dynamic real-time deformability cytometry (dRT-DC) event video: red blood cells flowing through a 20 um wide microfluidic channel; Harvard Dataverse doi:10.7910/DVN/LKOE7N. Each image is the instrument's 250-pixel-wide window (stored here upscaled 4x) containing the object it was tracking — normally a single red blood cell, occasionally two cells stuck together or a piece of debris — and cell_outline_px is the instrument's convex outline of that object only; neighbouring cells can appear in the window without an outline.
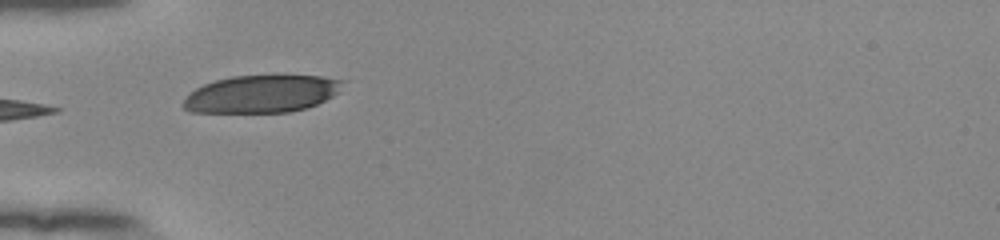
{"species": "human", "species_latin": "Homo sapiens", "temperature_condition": "room temperature", "stored_images_in_passage": 23, "camera_frame_rate_fps": 3000, "um_per_image_px": 0.085, "donor": {"sex": "female"}, "frame": {"image": 1, "passage_image": 1, "time_ms": 0.0, "image_size_px": [1000, 240], "cell_outline_px": [[348, 80], [340, 92], [308, 108], [288, 112], [192, 112], [184, 108], [184, 100], [196, 88], [204, 84], [216, 80], [232, 76], [320, 76]], "centroid_in_image_um": [22.31, 7.98], "position_along_channel_um": 62.7, "area_um2": 34.68}}
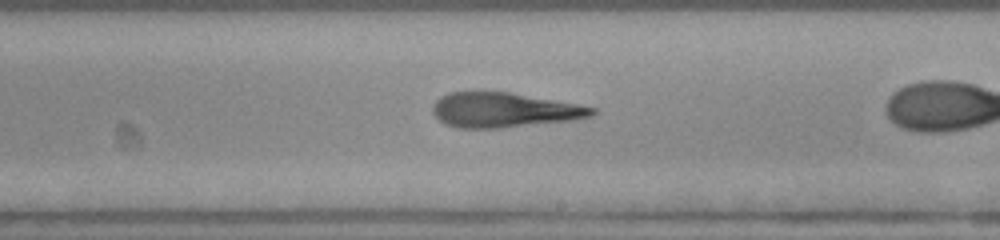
{"frame": {"image": 2, "passage_image": 13, "time_ms": 4.0, "image_size_px": [1000, 240], "cell_outline_px": [[596, 112], [592, 116], [572, 120], [500, 128], [456, 128], [444, 124], [432, 112], [432, 108], [436, 100], [440, 96], [448, 92], [508, 92], [576, 104], [596, 108]], "centroid_in_image_um": [42.8, 9.36], "position_along_channel_um": 246.2, "area_um2": 32.08}}
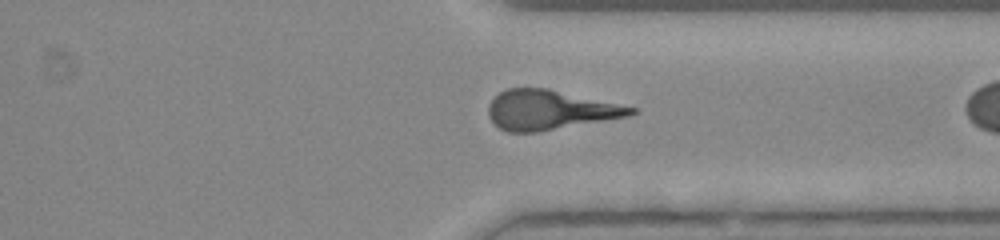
{"frame": {"image": 3, "passage_image": 22, "time_ms": 7.0, "image_size_px": [1000, 240], "cell_outline_px": [[636, 112], [628, 116], [536, 132], [508, 132], [500, 128], [488, 116], [488, 104], [504, 88], [548, 88], [636, 108]], "centroid_in_image_um": [46.68, 9.33], "position_along_channel_um": 364.7, "area_um2": 32.43}}